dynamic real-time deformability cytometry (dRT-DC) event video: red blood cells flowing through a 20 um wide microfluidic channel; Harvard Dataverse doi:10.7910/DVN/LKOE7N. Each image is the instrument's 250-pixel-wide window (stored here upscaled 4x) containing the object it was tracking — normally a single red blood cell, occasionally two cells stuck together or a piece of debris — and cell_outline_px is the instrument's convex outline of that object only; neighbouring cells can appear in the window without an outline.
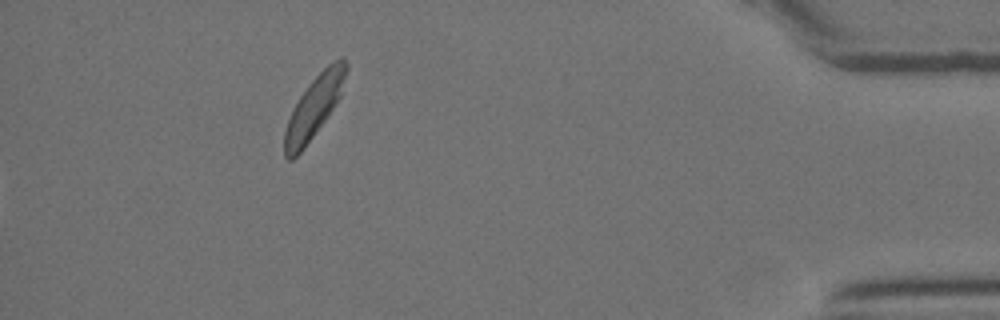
{"species": "Egyptian fruit bat (a non-hibernating species)", "species_latin": "Rousettus aegyptiacus", "temperature_condition": "room temperature", "stored_images_in_passage": 39, "camera_frame_rate_fps": 3000, "um_per_image_px": 0.085, "animal": {"sex": "female"}, "frame": {"image": 1, "passage_image": 39, "time_ms": 12.667, "image_size_px": [1000, 320], "cell_outline_px": [[348, 68], [340, 96], [328, 116], [304, 148], [292, 160], [288, 160], [284, 156], [284, 132], [288, 120], [300, 96], [308, 84], [328, 64], [340, 56], [344, 56], [348, 64]], "centroid_in_image_um": [26.71, 9.07], "position_along_channel_um": 408.5, "area_um2": 21.91}}